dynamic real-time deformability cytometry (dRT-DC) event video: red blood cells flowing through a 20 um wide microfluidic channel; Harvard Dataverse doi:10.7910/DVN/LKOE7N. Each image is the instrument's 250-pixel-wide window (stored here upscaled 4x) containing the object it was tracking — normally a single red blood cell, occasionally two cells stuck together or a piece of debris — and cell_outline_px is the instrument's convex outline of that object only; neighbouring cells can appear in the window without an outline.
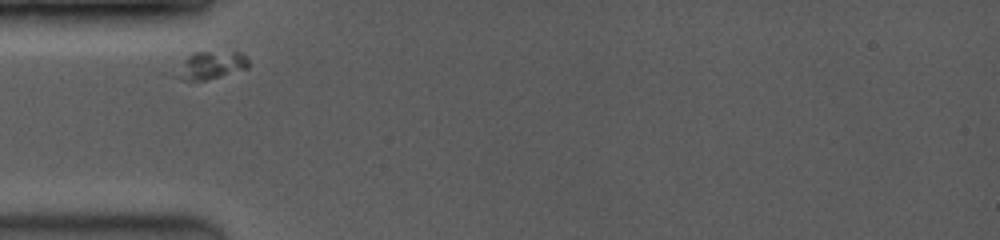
{"species": "common noctule bat (a hibernating species)", "species_latin": "Nyctalus noctula", "temperature_condition": "room temperature", "stored_images_in_passage": 30, "camera_frame_rate_fps": 3500, "um_per_image_px": 0.085, "animal": {"sex": "female", "body_mass_g": 19.0, "forearm_length_mm": 53.3}, "frame": {"image": 1, "passage_image": 1, "time_ms": 0.0, "image_size_px": [1000, 240], "cell_outline_px": [[248, 68], [220, 76], [204, 80], [188, 80], [176, 76], [188, 56], [192, 52], [240, 52], [248, 60]], "centroid_in_image_um": [18.0, 5.53], "position_along_channel_um": 67.0, "area_um2": 11.04}}
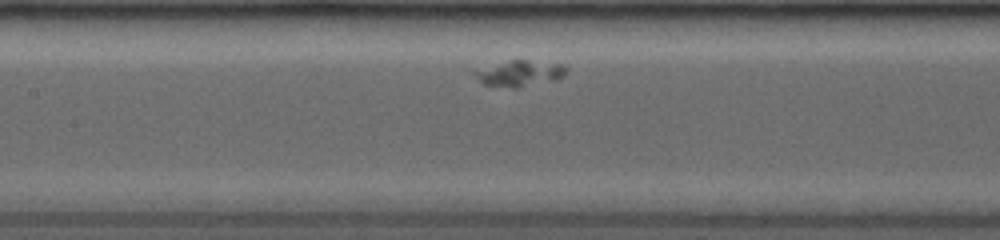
{"frame": {"image": 2, "passage_image": 8, "time_ms": 2.571, "image_size_px": [1000, 240], "cell_outline_px": [[568, 72], [564, 76], [556, 80], [520, 88], [512, 88], [484, 84], [472, 72], [512, 60], [524, 60], [564, 64], [568, 68]], "centroid_in_image_um": [44.3, 6.25], "position_along_channel_um": 163.1, "area_um2": 13.64}}
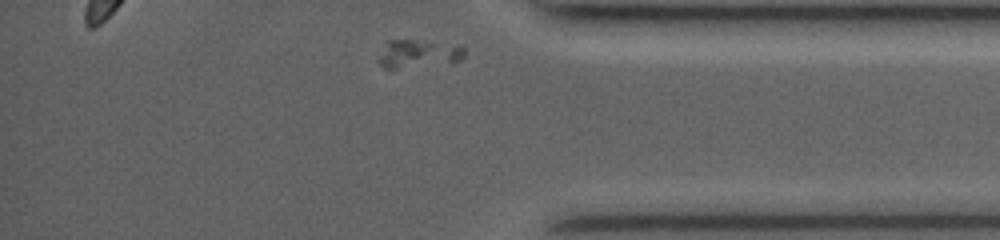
{"frame": {"image": 3, "passage_image": 30, "time_ms": 8.857, "image_size_px": [1000, 240], "cell_outline_px": [[464, 56], [460, 60], [396, 68], [384, 68], [376, 60], [388, 40], [424, 40], [460, 44], [464, 48]], "centroid_in_image_um": [35.55, 4.52], "position_along_channel_um": 399.6, "area_um2": 13.87}}